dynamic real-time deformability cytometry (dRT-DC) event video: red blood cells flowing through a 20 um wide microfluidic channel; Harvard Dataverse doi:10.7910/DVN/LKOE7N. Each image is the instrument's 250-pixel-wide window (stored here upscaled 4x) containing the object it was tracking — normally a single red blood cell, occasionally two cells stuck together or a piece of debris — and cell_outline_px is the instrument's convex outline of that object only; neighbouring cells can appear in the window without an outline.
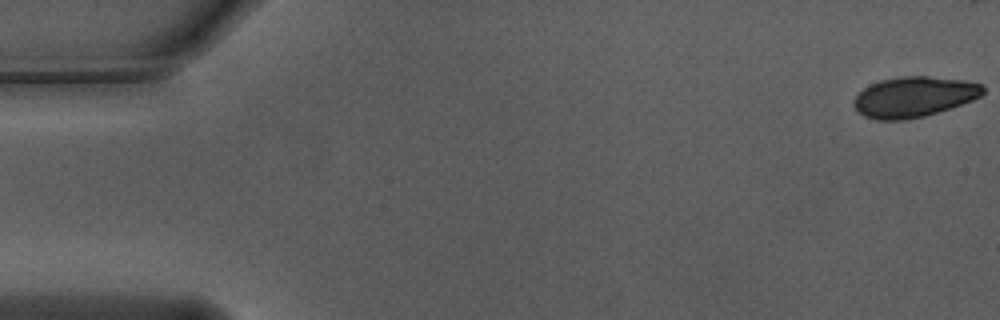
{"species": "Egyptian fruit bat (a non-hibernating species)", "species_latin": "Rousettus aegyptiacus", "temperature_condition": "warm", "stored_images_in_passage": 27, "camera_frame_rate_fps": 3000, "um_per_image_px": 0.085, "animal": {"sex": "male"}, "frame": {"image": 1, "passage_image": 1, "time_ms": 0.0, "image_size_px": [1000, 320], "cell_outline_px": [[984, 92], [980, 96], [972, 100], [924, 116], [904, 120], [876, 120], [864, 116], [852, 104], [852, 100], [864, 88], [880, 80], [904, 76], [928, 76], [964, 80], [980, 84], [984, 88]], "centroid_in_image_um": [77.66, 8.23], "position_along_channel_um": 7.3, "area_um2": 30.11}}
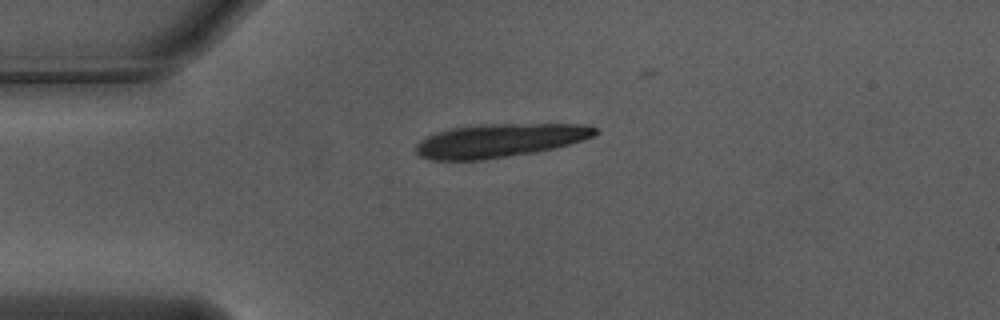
{"frame": {"image": 2, "passage_image": 14, "time_ms": 4.333, "image_size_px": [1000, 320], "cell_outline_px": [[600, 132], [596, 136], [584, 140], [552, 148], [532, 152], [484, 160], [432, 160], [420, 156], [416, 152], [416, 144], [420, 140], [436, 132], [452, 128], [504, 124], [588, 124], [596, 128]], "centroid_in_image_um": [42.51, 11.95], "position_along_channel_um": 42.5, "area_um2": 34.68}}
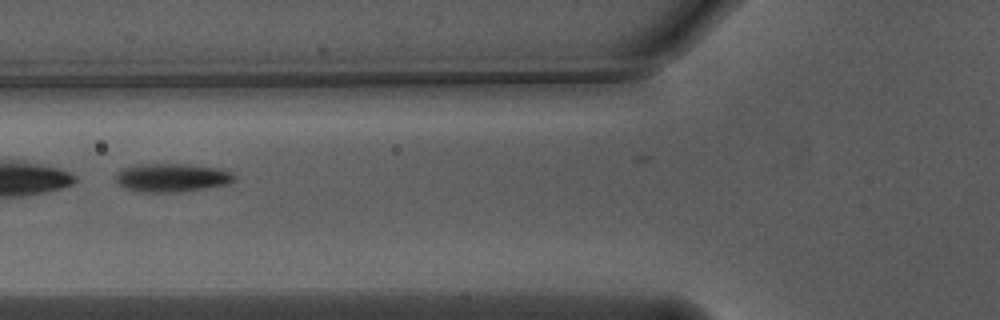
{"frame": {"image": 3, "passage_image": 22, "time_ms": 7.0, "image_size_px": [1000, 320], "cell_outline_px": [[236, 180], [228, 184], [180, 192], [136, 192], [124, 188], [116, 180], [116, 172], [120, 168], [140, 164], [184, 164], [220, 168], [232, 172], [236, 176]], "centroid_in_image_um": [14.6, 15.1], "position_along_channel_um": 111.2, "area_um2": 19.88}}